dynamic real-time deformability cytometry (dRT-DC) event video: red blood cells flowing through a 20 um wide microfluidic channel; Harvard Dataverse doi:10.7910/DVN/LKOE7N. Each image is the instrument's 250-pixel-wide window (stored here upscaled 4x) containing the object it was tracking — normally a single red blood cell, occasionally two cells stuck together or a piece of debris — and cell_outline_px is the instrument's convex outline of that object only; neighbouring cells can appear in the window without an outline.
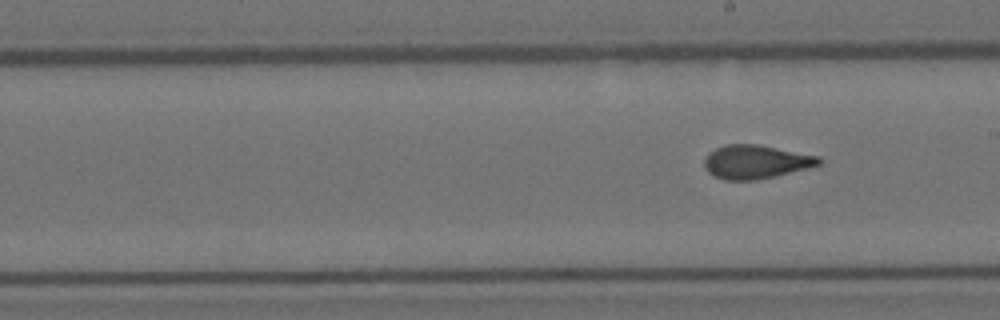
{"species": "Egyptian fruit bat (a non-hibernating species)", "species_latin": "Rousettus aegyptiacus", "temperature_condition": "room temperature", "stored_images_in_passage": 10, "segment_of_instrument_passage": [2, 2], "camera_frame_rate_fps": 3000, "um_per_image_px": 0.085, "animal": {"sex": "female"}, "frame": {"image": 1, "passage_image": 10, "time_ms": 11.333, "image_size_px": [1000, 320], "cell_outline_px": [[824, 160], [820, 164], [808, 168], [776, 176], [756, 180], [724, 180], [712, 176], [704, 168], [704, 160], [708, 152], [724, 144], [756, 144], [820, 156]], "centroid_in_image_um": [64.23, 13.76], "position_along_channel_um": 224.8, "area_um2": 22.72}}